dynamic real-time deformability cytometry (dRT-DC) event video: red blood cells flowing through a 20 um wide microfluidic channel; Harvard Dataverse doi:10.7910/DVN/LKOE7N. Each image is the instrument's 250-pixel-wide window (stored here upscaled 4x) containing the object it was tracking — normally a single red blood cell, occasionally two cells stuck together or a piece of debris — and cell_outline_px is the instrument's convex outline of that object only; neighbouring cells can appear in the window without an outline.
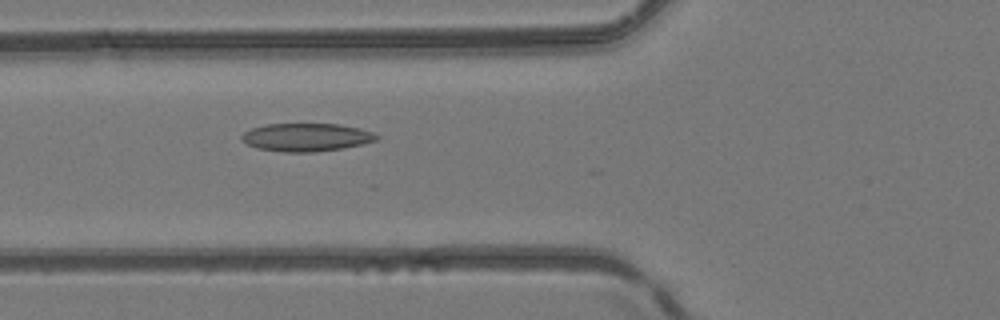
{"species": "common noctule bat (a hibernating species)", "species_latin": "Nyctalus noctula", "temperature_condition": "room temperature", "stored_images_in_passage": 3, "camera_frame_rate_fps": 3000, "um_per_image_px": 0.085, "animal": {"sex": "female", "body_mass_g": 24.6, "forearm_length_mm": 56.2}, "frame": {"image": 1, "passage_image": 3, "time_ms": 2.333, "image_size_px": [1000, 320], "cell_outline_px": [[380, 140], [344, 148], [312, 152], [284, 152], [256, 148], [248, 144], [240, 136], [244, 132], [252, 128], [268, 124], [340, 124], [360, 128], [372, 132], [380, 136]], "centroid_in_image_um": [26.09, 11.67], "position_along_channel_um": 99.7, "area_um2": 22.08}}